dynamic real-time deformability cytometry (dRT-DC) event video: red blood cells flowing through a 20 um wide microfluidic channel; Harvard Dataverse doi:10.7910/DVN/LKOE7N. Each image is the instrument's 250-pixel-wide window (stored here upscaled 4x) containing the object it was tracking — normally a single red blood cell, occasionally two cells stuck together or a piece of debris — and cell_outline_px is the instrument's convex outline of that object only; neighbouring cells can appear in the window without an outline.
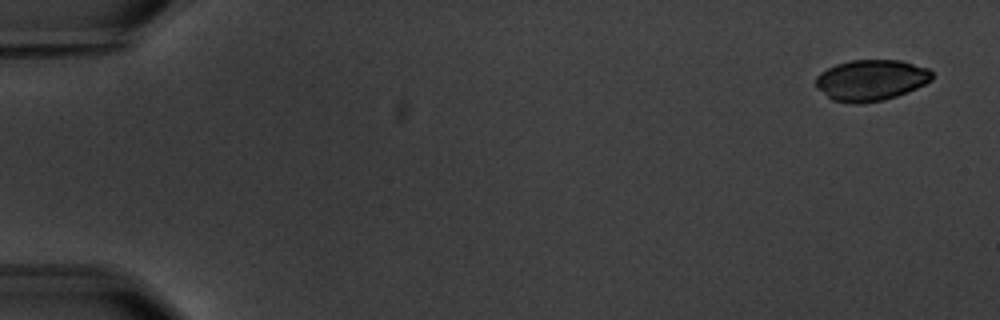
{"species": "common noctule bat (a hibernating species)", "species_latin": "Nyctalus noctula", "temperature_condition": "warm", "stored_images_in_passage": 5, "camera_frame_rate_fps": 3000, "um_per_image_px": 0.085, "animal": {"sex": "male", "body_mass_g": 20.1, "forearm_length_mm": 53.5}, "frame": {"image": 1, "passage_image": 1, "time_ms": 0.0, "image_size_px": [1000, 320], "cell_outline_px": [[932, 80], [916, 88], [896, 96], [884, 100], [864, 104], [852, 104], [832, 100], [816, 88], [816, 76], [820, 72], [836, 64], [852, 60], [900, 60], [928, 68], [932, 72]], "centroid_in_image_um": [74.01, 6.82], "position_along_channel_um": 11.0, "area_um2": 27.92}}